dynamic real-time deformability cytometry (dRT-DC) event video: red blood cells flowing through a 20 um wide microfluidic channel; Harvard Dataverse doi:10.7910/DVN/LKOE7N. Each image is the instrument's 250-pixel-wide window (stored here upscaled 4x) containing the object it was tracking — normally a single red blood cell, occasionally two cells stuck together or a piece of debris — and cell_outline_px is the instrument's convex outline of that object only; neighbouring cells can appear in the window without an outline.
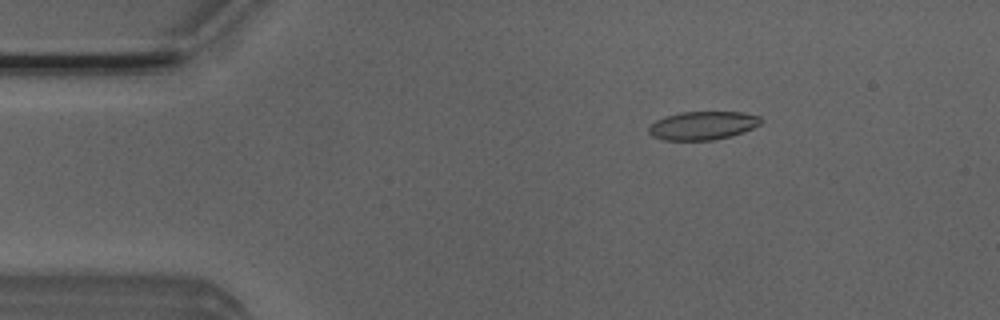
{"species": "Egyptian fruit bat (a non-hibernating species)", "species_latin": "Rousettus aegyptiacus", "temperature_condition": "room temperature", "stored_images_in_passage": 5, "camera_frame_rate_fps": 3000, "um_per_image_px": 0.085, "animal": {"sex": "male"}, "frame": {"image": 1, "passage_image": 3, "time_ms": 0.667, "image_size_px": [1000, 320], "cell_outline_px": [[764, 120], [760, 124], [744, 132], [732, 136], [712, 140], [664, 140], [652, 136], [648, 132], [648, 128], [656, 120], [664, 116], [680, 112], [744, 112], [760, 116]], "centroid_in_image_um": [59.75, 10.67], "position_along_channel_um": 25.2, "area_um2": 18.73}}